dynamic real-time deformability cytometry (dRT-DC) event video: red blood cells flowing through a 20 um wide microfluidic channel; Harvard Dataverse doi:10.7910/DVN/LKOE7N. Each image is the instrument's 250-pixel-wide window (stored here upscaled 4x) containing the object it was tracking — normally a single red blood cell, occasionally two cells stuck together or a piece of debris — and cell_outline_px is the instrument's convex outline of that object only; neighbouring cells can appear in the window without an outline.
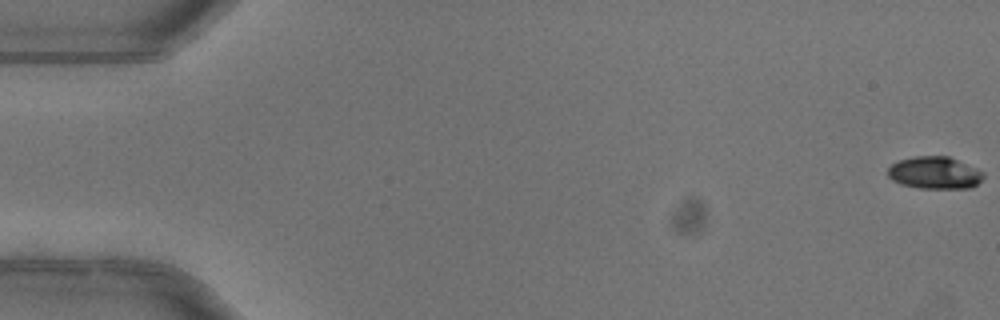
{"species": "common noctule bat (a hibernating species)", "species_latin": "Nyctalus noctula", "temperature_condition": "warm", "stored_images_in_passage": 5, "camera_frame_rate_fps": 3000, "um_per_image_px": 0.085, "animal": {"sex": "female"}, "frame": {"image": 1, "passage_image": 1, "time_ms": 0.0, "image_size_px": [1000, 320], "cell_outline_px": [[984, 176], [972, 188], [920, 188], [900, 184], [892, 180], [888, 176], [888, 168], [892, 164], [900, 160], [912, 156], [948, 156], [976, 168], [984, 172]], "centroid_in_image_um": [79.43, 14.69], "position_along_channel_um": 5.6, "area_um2": 17.92}}
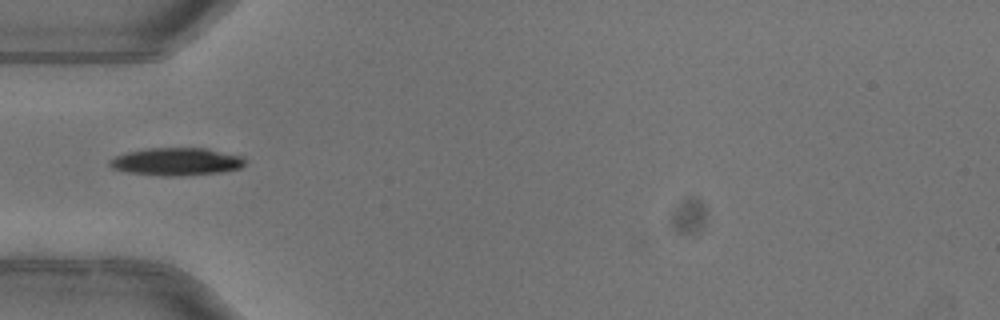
{"frame": {"image": 2, "passage_image": 5, "time_ms": 1.333, "image_size_px": [1000, 320], "cell_outline_px": [[244, 164], [240, 168], [220, 172], [172, 176], [168, 176], [128, 172], [112, 168], [108, 164], [108, 160], [116, 156], [128, 152], [148, 148], [204, 148], [240, 156], [244, 160]], "centroid_in_image_um": [14.95, 13.73], "position_along_channel_um": 70.1, "area_um2": 21.39}}